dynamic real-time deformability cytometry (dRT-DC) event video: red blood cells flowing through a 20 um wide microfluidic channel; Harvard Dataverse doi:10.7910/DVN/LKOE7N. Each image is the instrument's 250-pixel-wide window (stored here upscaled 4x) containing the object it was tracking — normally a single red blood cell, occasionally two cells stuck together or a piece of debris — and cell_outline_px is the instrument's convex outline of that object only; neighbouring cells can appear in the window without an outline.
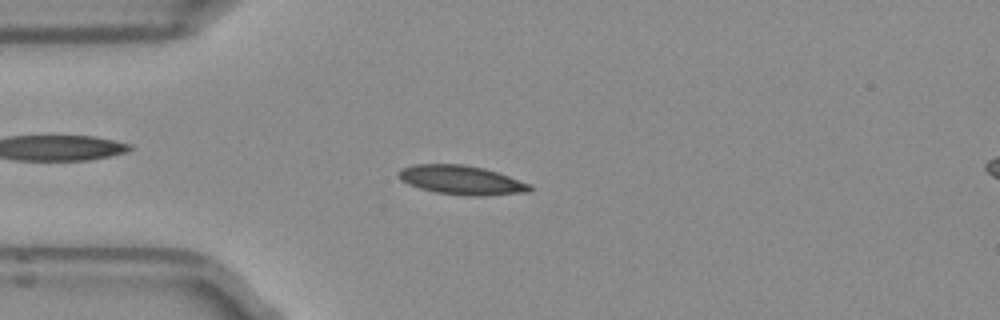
{"species": "Egyptian fruit bat (a non-hibernating species)", "species_latin": "Rousettus aegyptiacus", "temperature_condition": "room temperature", "stored_images_in_passage": 49, "camera_frame_rate_fps": 3000, "um_per_image_px": 0.085, "frame": {"image": 1, "passage_image": 11, "time_ms": 3.333, "image_size_px": [1000, 320], "cell_outline_px": [[532, 188], [528, 192], [484, 196], [468, 196], [436, 192], [420, 188], [408, 184], [400, 180], [396, 176], [396, 172], [400, 168], [412, 164], [464, 164], [484, 168], [532, 184]], "centroid_in_image_um": [39.18, 15.3], "position_along_channel_um": 45.8, "area_um2": 22.48}}
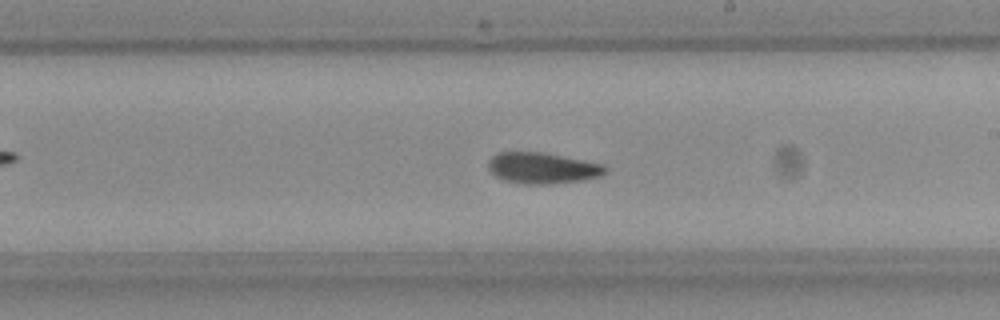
{"frame": {"image": 2, "passage_image": 27, "time_ms": 8.667, "image_size_px": [1000, 320], "cell_outline_px": [[608, 168], [600, 176], [580, 180], [548, 184], [524, 184], [504, 180], [496, 176], [488, 168], [488, 160], [492, 156], [500, 152], [544, 152], [604, 164]], "centroid_in_image_um": [46.09, 14.27], "position_along_channel_um": 242.9, "area_um2": 21.1}}
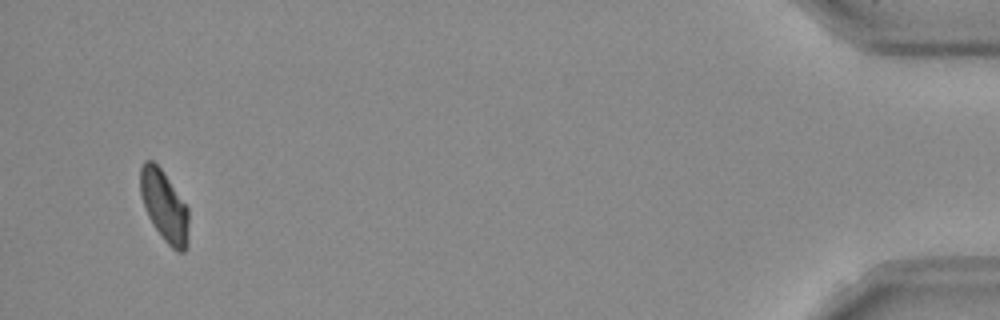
{"frame": {"image": 3, "passage_image": 47, "time_ms": 15.333, "image_size_px": [1000, 320], "cell_outline_px": [[188, 244], [184, 252], [176, 252], [164, 240], [148, 216], [140, 192], [140, 168], [144, 160], [152, 160], [164, 172], [188, 208]], "centroid_in_image_um": [13.97, 17.51], "position_along_channel_um": 421.2, "area_um2": 19.88}, "authors_computed_cell_mechanics": {"area_um2": 20.6924, "velocity_mm_per_s": 3.9486, "shape_relaxation_time_tau1_ms": null, "shape_relaxation_time_tau2_ms": 5.6047, "deformation_change_tau1": null, "deformation_change_tau2": 0.0981}}